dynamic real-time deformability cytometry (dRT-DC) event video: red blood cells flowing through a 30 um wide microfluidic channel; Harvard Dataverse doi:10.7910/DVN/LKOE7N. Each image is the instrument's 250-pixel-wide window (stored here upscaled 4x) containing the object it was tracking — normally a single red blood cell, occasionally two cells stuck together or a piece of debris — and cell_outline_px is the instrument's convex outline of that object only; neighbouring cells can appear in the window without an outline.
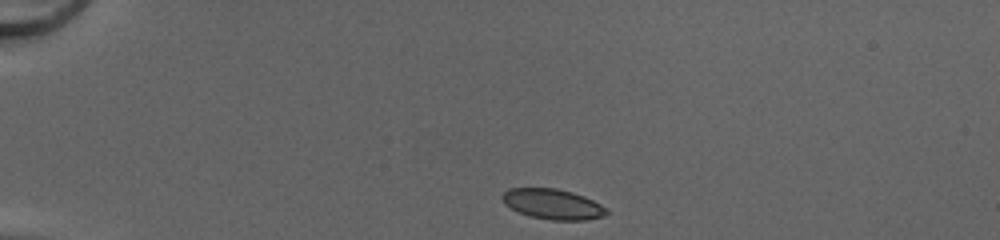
{"species": "common noctule bat (a hibernating species)", "species_latin": "Nyctalus noctula", "temperature_condition": "cold", "stored_images_in_passage": 39, "camera_frame_rate_fps": 3000, "um_per_image_px": 0.085, "animal": {"sex": "female", "body_mass_g": 20.0, "forearm_length_mm": 54.0}, "frame": {"image": 1, "passage_image": 1, "time_ms": 0.0, "image_size_px": [1000, 240], "cell_outline_px": [[608, 212], [604, 216], [588, 220], [552, 220], [528, 216], [504, 204], [500, 196], [508, 188], [556, 188], [572, 192], [584, 196], [608, 208]], "centroid_in_image_um": [46.98, 17.35], "position_along_channel_um": 38.0, "area_um2": 18.5}}
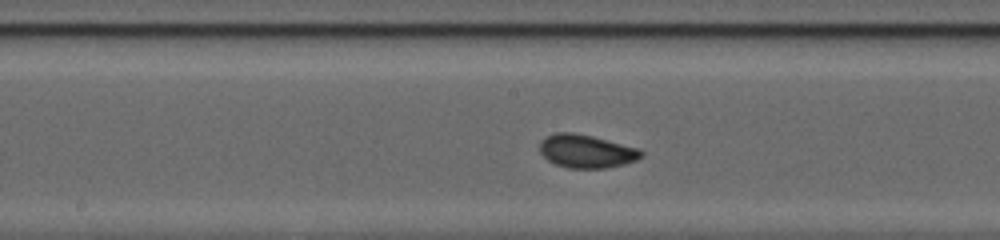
{"frame": {"image": 2, "passage_image": 17, "time_ms": 5.333, "image_size_px": [1000, 240], "cell_outline_px": [[644, 156], [636, 160], [624, 164], [604, 168], [568, 168], [556, 164], [548, 160], [540, 152], [540, 140], [544, 136], [556, 132], [572, 132], [592, 136], [640, 148], [644, 152]], "centroid_in_image_um": [49.85, 12.84], "position_along_channel_um": 198.4, "area_um2": 19.83}}
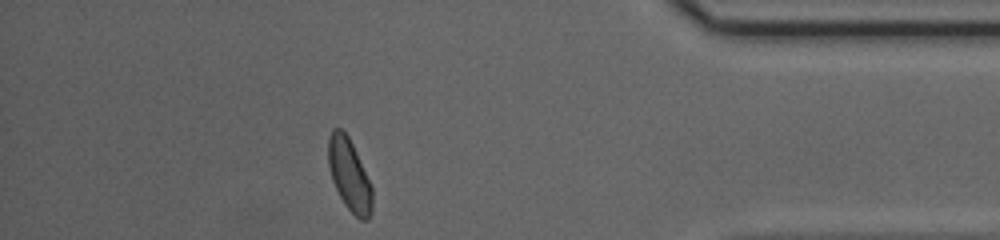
{"frame": {"image": 3, "passage_image": 34, "time_ms": 11.0, "image_size_px": [1000, 240], "cell_outline_px": [[372, 212], [368, 220], [360, 220], [344, 204], [332, 180], [328, 164], [328, 136], [332, 128], [340, 128], [348, 136], [372, 184]], "centroid_in_image_um": [29.7, 14.87], "position_along_channel_um": 405.5, "area_um2": 18.5}, "authors_computed_cell_mechanics": {"area_um2": 18.8428, "velocity_mm_per_s": 4.1907, "shape_relaxation_time_tau1_ms": 2.6174, "shape_relaxation_time_tau2_ms": 0.9534, "deformation_change_tau1": 0.0889, "deformation_change_tau2": 0.0465}}